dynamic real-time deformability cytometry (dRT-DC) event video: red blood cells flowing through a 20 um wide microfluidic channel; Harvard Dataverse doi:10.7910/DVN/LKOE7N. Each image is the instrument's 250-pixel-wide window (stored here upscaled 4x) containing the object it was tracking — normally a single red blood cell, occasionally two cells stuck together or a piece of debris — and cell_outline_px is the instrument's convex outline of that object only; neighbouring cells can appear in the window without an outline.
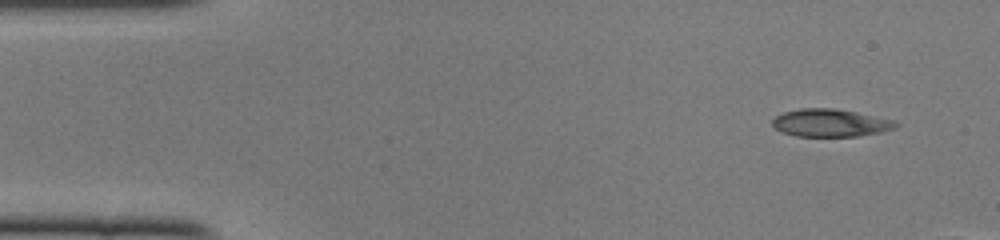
{"species": "common noctule bat (a hibernating species)", "species_latin": "Nyctalus noctula", "temperature_condition": "cold", "stored_images_in_passage": 10, "camera_frame_rate_fps": 3000, "um_per_image_px": 0.085, "animal": {"sex": "female", "body_mass_g": 22.0, "forearm_length_mm": 56.7}, "frame": {"image": 1, "passage_image": 1, "time_ms": 0.0, "image_size_px": [1000, 240], "cell_outline_px": [[900, 124], [896, 128], [880, 132], [856, 136], [796, 136], [784, 132], [776, 128], [772, 124], [772, 120], [776, 116], [784, 112], [800, 108], [836, 108], [856, 112], [892, 120]], "centroid_in_image_um": [70.58, 10.44], "position_along_channel_um": 14.4, "area_um2": 19.71}}